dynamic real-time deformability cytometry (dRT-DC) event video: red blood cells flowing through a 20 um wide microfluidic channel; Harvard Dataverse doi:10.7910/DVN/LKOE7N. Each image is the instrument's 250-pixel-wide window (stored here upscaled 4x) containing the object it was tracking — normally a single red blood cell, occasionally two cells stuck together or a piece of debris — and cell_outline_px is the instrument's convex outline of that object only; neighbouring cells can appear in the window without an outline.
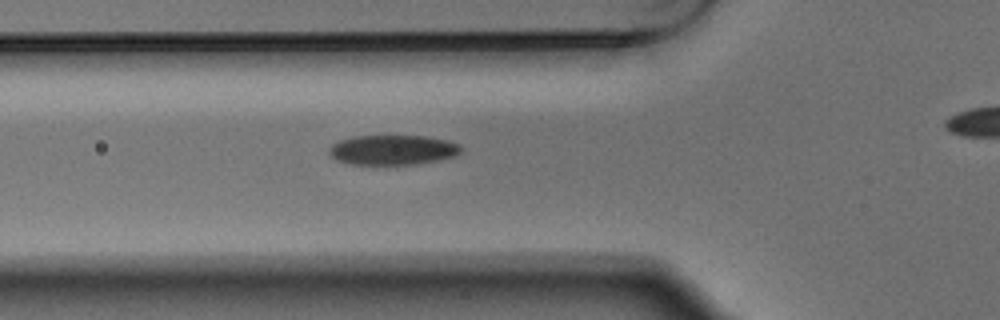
{"species": "Egyptian fruit bat (a non-hibernating species)", "species_latin": "Rousettus aegyptiacus", "temperature_condition": "warm", "stored_images_in_passage": 6, "segment_of_instrument_passage": [1, 2], "camera_frame_rate_fps": 3000, "um_per_image_px": 0.085, "animal": {"sex": "male"}, "frame": {"image": 1, "passage_image": 5, "time_ms": 1.333, "image_size_px": [1000, 320], "cell_outline_px": [[464, 148], [456, 156], [416, 164], [352, 164], [336, 160], [328, 152], [328, 148], [332, 144], [340, 140], [356, 136], [424, 136], [448, 140], [460, 144]], "centroid_in_image_um": [33.4, 12.74], "position_along_channel_um": 92.4, "area_um2": 22.95}}